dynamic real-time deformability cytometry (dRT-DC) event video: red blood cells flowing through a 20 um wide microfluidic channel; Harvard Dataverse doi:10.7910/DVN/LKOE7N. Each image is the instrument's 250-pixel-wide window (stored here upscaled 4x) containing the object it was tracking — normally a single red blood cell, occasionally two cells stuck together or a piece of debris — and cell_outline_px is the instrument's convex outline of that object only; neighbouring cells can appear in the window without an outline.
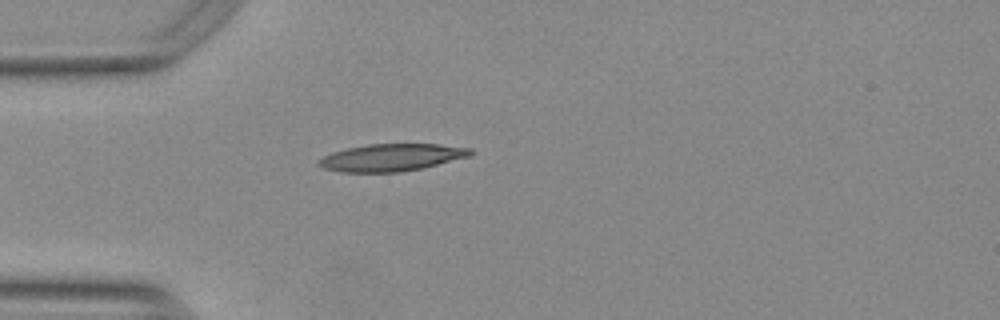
{"species": "Egyptian fruit bat (a non-hibernating species)", "species_latin": "Rousettus aegyptiacus", "temperature_condition": "warm", "stored_images_in_passage": 13, "camera_frame_rate_fps": 3000, "um_per_image_px": 0.085, "animal": {"sex": "female"}, "frame": {"image": 1, "passage_image": 1, "time_ms": 0.0, "image_size_px": [1000, 320], "cell_outline_px": [[472, 152], [468, 156], [420, 168], [400, 172], [340, 172], [324, 168], [316, 164], [316, 160], [332, 152], [348, 148], [368, 144], [440, 144], [472, 148]], "centroid_in_image_um": [33.21, 13.38], "position_along_channel_um": 51.8, "area_um2": 23.87}}
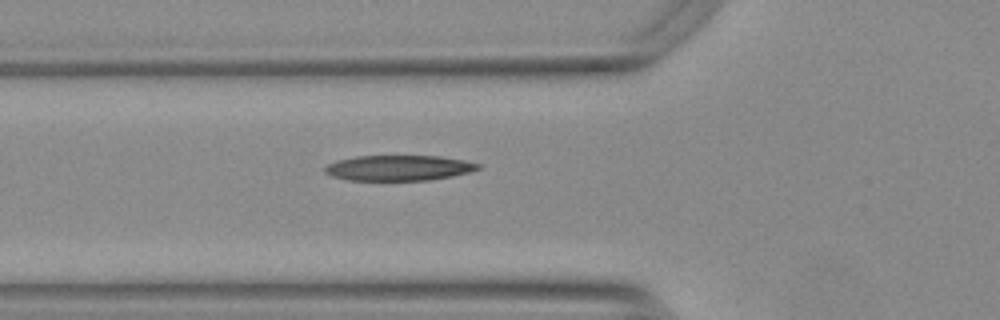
{"frame": {"image": 2, "passage_image": 5, "time_ms": 1.333, "image_size_px": [1000, 320], "cell_outline_px": [[480, 168], [468, 172], [452, 176], [428, 180], [348, 180], [332, 176], [324, 172], [324, 168], [328, 164], [336, 160], [356, 156], [440, 156], [464, 160], [480, 164]], "centroid_in_image_um": [33.86, 14.27], "position_along_channel_um": 91.9, "area_um2": 22.6}}